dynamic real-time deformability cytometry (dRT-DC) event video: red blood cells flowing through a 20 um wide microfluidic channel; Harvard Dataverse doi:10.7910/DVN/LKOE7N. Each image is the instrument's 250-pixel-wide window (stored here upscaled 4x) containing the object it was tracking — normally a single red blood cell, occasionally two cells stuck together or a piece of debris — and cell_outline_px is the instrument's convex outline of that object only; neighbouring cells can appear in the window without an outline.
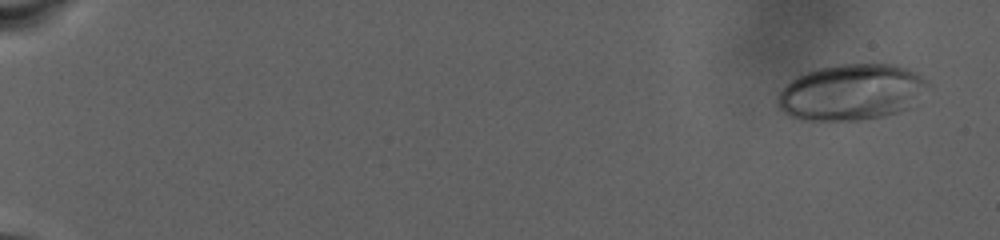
{"species": "human", "species_latin": "Homo sapiens", "temperature_condition": "warm", "stored_images_in_passage": 87, "camera_frame_rate_fps": 3000, "um_per_image_px": 0.085, "donor": {"sex": "male"}, "frame": {"image": 1, "passage_image": 5, "time_ms": 1.333, "image_size_px": [1000, 240], "cell_outline_px": [[928, 84], [908, 108], [884, 116], [860, 120], [800, 120], [784, 112], [776, 104], [776, 96], [792, 80], [808, 72], [820, 68], [840, 64], [892, 64], [916, 72], [928, 80]], "centroid_in_image_um": [72.34, 7.84], "position_along_channel_um": 12.7, "area_um2": 48.44}}
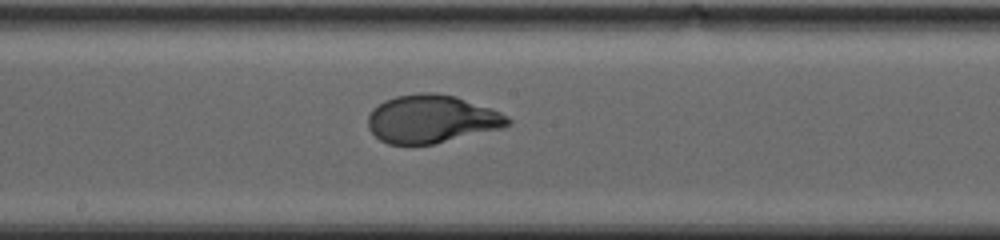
{"frame": {"image": 2, "passage_image": 52, "time_ms": 17.0, "image_size_px": [1000, 240], "cell_outline_px": [[512, 124], [504, 128], [432, 144], [388, 144], [380, 140], [368, 128], [368, 116], [372, 108], [384, 100], [396, 96], [420, 92], [436, 92], [456, 96], [500, 112], [508, 116], [512, 120]], "centroid_in_image_um": [36.69, 10.11], "position_along_channel_um": 211.5, "area_um2": 39.3}}
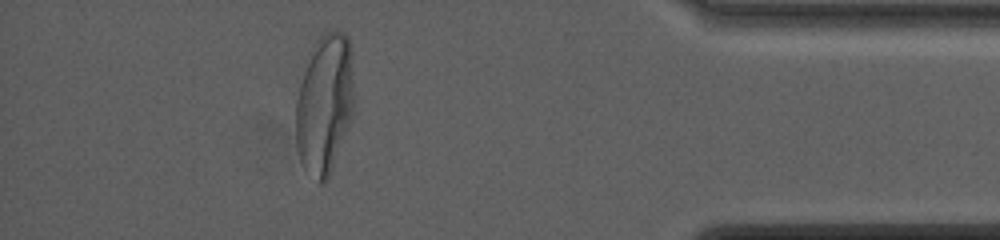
{"frame": {"image": 3, "passage_image": 79, "time_ms": 26.0, "image_size_px": [1000, 240], "cell_outline_px": [[352, 112], [348, 124], [328, 180], [324, 184], [320, 184], [304, 168], [300, 160], [296, 148], [296, 100], [308, 52], [316, 40], [324, 32], [344, 32], [348, 36], [352, 52]], "centroid_in_image_um": [27.56, 8.82], "position_along_channel_um": 407.6, "area_um2": 47.28}, "authors_computed_cell_mechanics": {"area_um2": 40.5178, "velocity_mm_per_s": 2.5328, "shape_relaxation_time_tau1_ms": 6.9911, "shape_relaxation_time_tau2_ms": null, "deformation_change_tau1": 0.2519, "deformation_change_tau2": null}}